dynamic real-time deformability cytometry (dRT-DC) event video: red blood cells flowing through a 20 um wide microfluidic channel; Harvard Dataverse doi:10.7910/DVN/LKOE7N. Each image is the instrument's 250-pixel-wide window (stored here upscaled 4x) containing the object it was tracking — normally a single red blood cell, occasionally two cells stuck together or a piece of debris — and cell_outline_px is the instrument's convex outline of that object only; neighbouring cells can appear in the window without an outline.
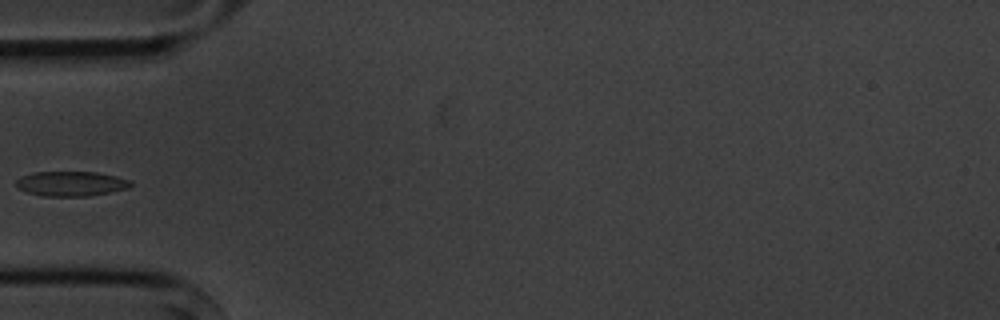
{"species": "common noctule bat (a hibernating species)", "species_latin": "Nyctalus noctula", "temperature_condition": "cold", "stored_images_in_passage": 6, "camera_frame_rate_fps": 3000, "um_per_image_px": 0.085, "animal": {"sex": "male", "body_mass_g": 20.1, "forearm_length_mm": 53.5}, "frame": {"image": 1, "passage_image": 5, "time_ms": 5.667, "image_size_px": [1000, 320], "cell_outline_px": [[132, 184], [128, 188], [88, 196], [44, 196], [28, 192], [20, 188], [16, 184], [16, 180], [20, 176], [36, 172], [96, 172], [116, 176], [132, 180]], "centroid_in_image_um": [6.06, 15.6], "position_along_channel_um": 78.9, "area_um2": 16.42}}
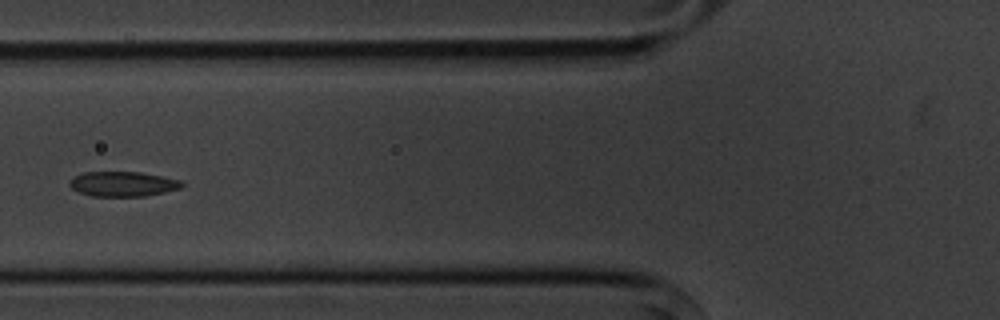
{"frame": {"image": 2, "passage_image": 6, "time_ms": 6.667, "image_size_px": [1000, 320], "cell_outline_px": [[184, 184], [180, 188], [164, 192], [144, 196], [92, 196], [80, 192], [72, 188], [68, 184], [76, 176], [84, 172], [140, 172], [180, 180]], "centroid_in_image_um": [10.45, 15.64], "position_along_channel_um": 115.4, "area_um2": 16.01}}